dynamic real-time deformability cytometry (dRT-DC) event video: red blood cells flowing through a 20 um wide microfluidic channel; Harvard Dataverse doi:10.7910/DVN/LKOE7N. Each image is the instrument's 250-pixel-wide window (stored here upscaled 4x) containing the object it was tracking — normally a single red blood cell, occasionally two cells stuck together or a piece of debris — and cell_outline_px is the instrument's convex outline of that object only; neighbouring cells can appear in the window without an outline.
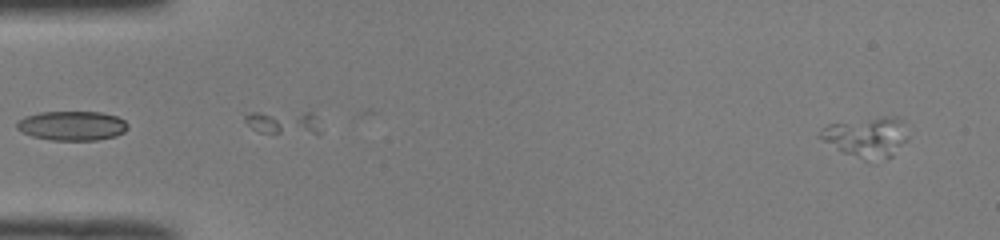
{"species": "common noctule bat (a hibernating species)", "species_latin": "Nyctalus noctula", "temperature_condition": "room temperature", "stored_images_in_passage": 12, "segment_of_instrument_passage": [1, 2], "camera_frame_rate_fps": 3000, "um_per_image_px": 0.085, "animal": {"sex": "male", "body_mass_g": 19.0, "forearm_length_mm": 50.8}, "frame": {"image": 1, "passage_image": 1, "time_ms": 0.0, "image_size_px": [1000, 240], "cell_outline_px": [[908, 140], [892, 156], [876, 164], [872, 164], [844, 152], [836, 148], [824, 140], [820, 136], [820, 132], [828, 124], [884, 116], [896, 116], [900, 120], [908, 136]], "centroid_in_image_um": [73.73, 11.7], "position_along_channel_um": 11.3, "area_um2": 20.63}}